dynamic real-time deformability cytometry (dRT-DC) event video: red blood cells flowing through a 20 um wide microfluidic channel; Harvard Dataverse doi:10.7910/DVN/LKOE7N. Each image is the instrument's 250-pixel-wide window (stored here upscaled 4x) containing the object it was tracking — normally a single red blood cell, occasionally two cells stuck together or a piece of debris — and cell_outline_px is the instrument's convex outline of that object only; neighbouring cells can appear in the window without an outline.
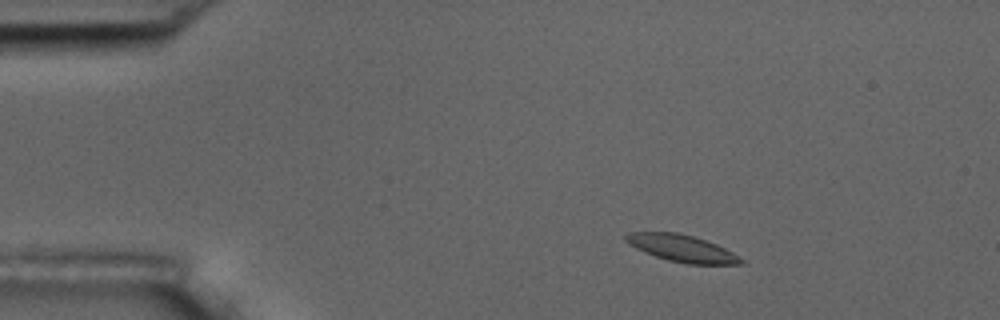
{"species": "common noctule bat (a hibernating species)", "species_latin": "Nyctalus noctula", "temperature_condition": "room temperature", "stored_images_in_passage": 54, "camera_frame_rate_fps": 3000, "um_per_image_px": 0.085, "animal": {"sex": "male", "body_mass_g": 17.5, "forearm_length_mm": 52.3}, "frame": {"image": 1, "passage_image": 7, "time_ms": 2.0, "image_size_px": [1000, 320], "cell_outline_px": [[744, 264], [688, 264], [668, 260], [644, 252], [628, 244], [624, 240], [624, 236], [628, 232], [676, 232], [692, 236], [716, 244], [732, 252], [744, 260]], "centroid_in_image_um": [57.93, 21.1], "position_along_channel_um": 27.1, "area_um2": 17.98}}
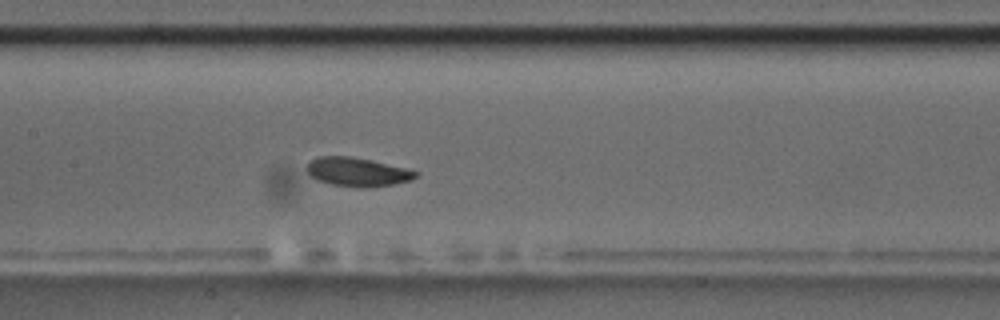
{"frame": {"image": 2, "passage_image": 25, "time_ms": 8.0, "image_size_px": [1000, 320], "cell_outline_px": [[420, 172], [412, 180], [392, 184], [364, 188], [332, 184], [316, 180], [304, 168], [312, 160], [320, 156], [348, 156], [372, 160], [408, 168]], "centroid_in_image_um": [30.4, 14.61], "position_along_channel_um": 177.0, "area_um2": 18.26}}
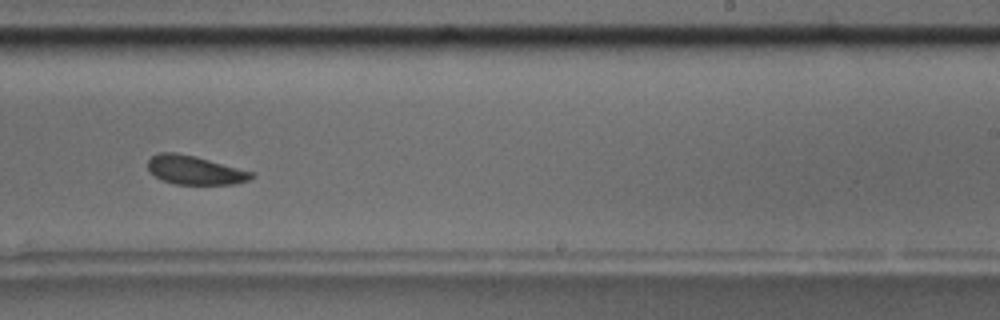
{"frame": {"image": 3, "passage_image": 33, "time_ms": 10.667, "image_size_px": [1000, 320], "cell_outline_px": [[256, 172], [248, 180], [232, 184], [176, 184], [164, 180], [148, 172], [148, 160], [156, 152], [176, 152], [196, 156]], "centroid_in_image_um": [16.55, 14.44], "position_along_channel_um": 272.4, "area_um2": 17.46}, "authors_computed_cell_mechanics": {"area_um2": 18.3804, "velocity_mm_per_s": 3.5854, "shape_relaxation_time_tau1_ms": 2.293, "shape_relaxation_time_tau2_ms": 3.7087, "deformation_change_tau1": 0.0868, "deformation_change_tau2": 0.0968}}